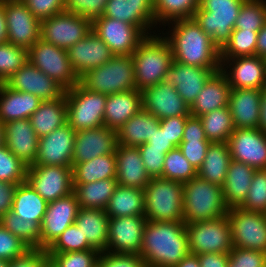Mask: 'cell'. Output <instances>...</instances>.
<instances>
[{
  "label": "cell",
  "mask_w": 266,
  "mask_h": 267,
  "mask_svg": "<svg viewBox=\"0 0 266 267\" xmlns=\"http://www.w3.org/2000/svg\"><path fill=\"white\" fill-rule=\"evenodd\" d=\"M117 185L116 178H108L84 184H73V193L76 195L81 208L105 210Z\"/></svg>",
  "instance_id": "cell-40"
},
{
  "label": "cell",
  "mask_w": 266,
  "mask_h": 267,
  "mask_svg": "<svg viewBox=\"0 0 266 267\" xmlns=\"http://www.w3.org/2000/svg\"><path fill=\"white\" fill-rule=\"evenodd\" d=\"M40 21L64 11L66 0H21Z\"/></svg>",
  "instance_id": "cell-58"
},
{
  "label": "cell",
  "mask_w": 266,
  "mask_h": 267,
  "mask_svg": "<svg viewBox=\"0 0 266 267\" xmlns=\"http://www.w3.org/2000/svg\"><path fill=\"white\" fill-rule=\"evenodd\" d=\"M132 57L135 86L139 91L163 81L174 60L171 47L160 32L147 35Z\"/></svg>",
  "instance_id": "cell-3"
},
{
  "label": "cell",
  "mask_w": 266,
  "mask_h": 267,
  "mask_svg": "<svg viewBox=\"0 0 266 267\" xmlns=\"http://www.w3.org/2000/svg\"><path fill=\"white\" fill-rule=\"evenodd\" d=\"M50 265L46 249L30 248L23 255L9 261V267H48Z\"/></svg>",
  "instance_id": "cell-60"
},
{
  "label": "cell",
  "mask_w": 266,
  "mask_h": 267,
  "mask_svg": "<svg viewBox=\"0 0 266 267\" xmlns=\"http://www.w3.org/2000/svg\"><path fill=\"white\" fill-rule=\"evenodd\" d=\"M115 153L97 156L72 167L73 184H84L108 178H116Z\"/></svg>",
  "instance_id": "cell-41"
},
{
  "label": "cell",
  "mask_w": 266,
  "mask_h": 267,
  "mask_svg": "<svg viewBox=\"0 0 266 267\" xmlns=\"http://www.w3.org/2000/svg\"><path fill=\"white\" fill-rule=\"evenodd\" d=\"M262 90L231 89L228 107L235 129L258 128Z\"/></svg>",
  "instance_id": "cell-28"
},
{
  "label": "cell",
  "mask_w": 266,
  "mask_h": 267,
  "mask_svg": "<svg viewBox=\"0 0 266 267\" xmlns=\"http://www.w3.org/2000/svg\"><path fill=\"white\" fill-rule=\"evenodd\" d=\"M138 148L150 178H162L165 155L172 149L149 148L146 144L139 145Z\"/></svg>",
  "instance_id": "cell-54"
},
{
  "label": "cell",
  "mask_w": 266,
  "mask_h": 267,
  "mask_svg": "<svg viewBox=\"0 0 266 267\" xmlns=\"http://www.w3.org/2000/svg\"><path fill=\"white\" fill-rule=\"evenodd\" d=\"M222 187L196 176L183 184V220L185 224L227 215Z\"/></svg>",
  "instance_id": "cell-4"
},
{
  "label": "cell",
  "mask_w": 266,
  "mask_h": 267,
  "mask_svg": "<svg viewBox=\"0 0 266 267\" xmlns=\"http://www.w3.org/2000/svg\"><path fill=\"white\" fill-rule=\"evenodd\" d=\"M0 224L29 248H40V226L36 222L22 219L11 210L0 218Z\"/></svg>",
  "instance_id": "cell-44"
},
{
  "label": "cell",
  "mask_w": 266,
  "mask_h": 267,
  "mask_svg": "<svg viewBox=\"0 0 266 267\" xmlns=\"http://www.w3.org/2000/svg\"><path fill=\"white\" fill-rule=\"evenodd\" d=\"M29 119L39 138L49 135L55 129L67 124L65 93L57 99L42 101L39 108Z\"/></svg>",
  "instance_id": "cell-35"
},
{
  "label": "cell",
  "mask_w": 266,
  "mask_h": 267,
  "mask_svg": "<svg viewBox=\"0 0 266 267\" xmlns=\"http://www.w3.org/2000/svg\"><path fill=\"white\" fill-rule=\"evenodd\" d=\"M7 42L29 50L39 39L41 21L21 0H3Z\"/></svg>",
  "instance_id": "cell-13"
},
{
  "label": "cell",
  "mask_w": 266,
  "mask_h": 267,
  "mask_svg": "<svg viewBox=\"0 0 266 267\" xmlns=\"http://www.w3.org/2000/svg\"><path fill=\"white\" fill-rule=\"evenodd\" d=\"M245 0H199L193 19L221 51L229 42Z\"/></svg>",
  "instance_id": "cell-5"
},
{
  "label": "cell",
  "mask_w": 266,
  "mask_h": 267,
  "mask_svg": "<svg viewBox=\"0 0 266 267\" xmlns=\"http://www.w3.org/2000/svg\"><path fill=\"white\" fill-rule=\"evenodd\" d=\"M5 133L4 124L0 121V146L4 145Z\"/></svg>",
  "instance_id": "cell-70"
},
{
  "label": "cell",
  "mask_w": 266,
  "mask_h": 267,
  "mask_svg": "<svg viewBox=\"0 0 266 267\" xmlns=\"http://www.w3.org/2000/svg\"><path fill=\"white\" fill-rule=\"evenodd\" d=\"M262 90L266 92V78H265V83H264V87Z\"/></svg>",
  "instance_id": "cell-72"
},
{
  "label": "cell",
  "mask_w": 266,
  "mask_h": 267,
  "mask_svg": "<svg viewBox=\"0 0 266 267\" xmlns=\"http://www.w3.org/2000/svg\"><path fill=\"white\" fill-rule=\"evenodd\" d=\"M220 61L221 71L226 75L231 89H263L266 58L253 55L220 59Z\"/></svg>",
  "instance_id": "cell-17"
},
{
  "label": "cell",
  "mask_w": 266,
  "mask_h": 267,
  "mask_svg": "<svg viewBox=\"0 0 266 267\" xmlns=\"http://www.w3.org/2000/svg\"><path fill=\"white\" fill-rule=\"evenodd\" d=\"M189 251L192 254L224 253L233 248L230 224L227 215L186 224Z\"/></svg>",
  "instance_id": "cell-9"
},
{
  "label": "cell",
  "mask_w": 266,
  "mask_h": 267,
  "mask_svg": "<svg viewBox=\"0 0 266 267\" xmlns=\"http://www.w3.org/2000/svg\"><path fill=\"white\" fill-rule=\"evenodd\" d=\"M187 117L188 116H177L160 119L161 129L166 132L170 142L176 147H178L182 141Z\"/></svg>",
  "instance_id": "cell-61"
},
{
  "label": "cell",
  "mask_w": 266,
  "mask_h": 267,
  "mask_svg": "<svg viewBox=\"0 0 266 267\" xmlns=\"http://www.w3.org/2000/svg\"><path fill=\"white\" fill-rule=\"evenodd\" d=\"M260 118L258 123V129L266 133V92L262 90L261 100H260Z\"/></svg>",
  "instance_id": "cell-67"
},
{
  "label": "cell",
  "mask_w": 266,
  "mask_h": 267,
  "mask_svg": "<svg viewBox=\"0 0 266 267\" xmlns=\"http://www.w3.org/2000/svg\"><path fill=\"white\" fill-rule=\"evenodd\" d=\"M149 148L157 149H174L176 146L170 142L168 135L165 131L158 127V131H155L152 138L145 143Z\"/></svg>",
  "instance_id": "cell-65"
},
{
  "label": "cell",
  "mask_w": 266,
  "mask_h": 267,
  "mask_svg": "<svg viewBox=\"0 0 266 267\" xmlns=\"http://www.w3.org/2000/svg\"><path fill=\"white\" fill-rule=\"evenodd\" d=\"M27 168L5 145L0 146V181L21 184L26 181Z\"/></svg>",
  "instance_id": "cell-51"
},
{
  "label": "cell",
  "mask_w": 266,
  "mask_h": 267,
  "mask_svg": "<svg viewBox=\"0 0 266 267\" xmlns=\"http://www.w3.org/2000/svg\"><path fill=\"white\" fill-rule=\"evenodd\" d=\"M47 205L48 202L27 181L17 185L12 204V211L16 215L41 226Z\"/></svg>",
  "instance_id": "cell-39"
},
{
  "label": "cell",
  "mask_w": 266,
  "mask_h": 267,
  "mask_svg": "<svg viewBox=\"0 0 266 267\" xmlns=\"http://www.w3.org/2000/svg\"><path fill=\"white\" fill-rule=\"evenodd\" d=\"M7 41V27L3 10V0H0V43Z\"/></svg>",
  "instance_id": "cell-69"
},
{
  "label": "cell",
  "mask_w": 266,
  "mask_h": 267,
  "mask_svg": "<svg viewBox=\"0 0 266 267\" xmlns=\"http://www.w3.org/2000/svg\"><path fill=\"white\" fill-rule=\"evenodd\" d=\"M75 139L76 131L68 123L39 138L33 165L72 167Z\"/></svg>",
  "instance_id": "cell-19"
},
{
  "label": "cell",
  "mask_w": 266,
  "mask_h": 267,
  "mask_svg": "<svg viewBox=\"0 0 266 267\" xmlns=\"http://www.w3.org/2000/svg\"><path fill=\"white\" fill-rule=\"evenodd\" d=\"M143 109L159 120L169 117L189 116L190 107L172 84L161 81L142 91Z\"/></svg>",
  "instance_id": "cell-21"
},
{
  "label": "cell",
  "mask_w": 266,
  "mask_h": 267,
  "mask_svg": "<svg viewBox=\"0 0 266 267\" xmlns=\"http://www.w3.org/2000/svg\"><path fill=\"white\" fill-rule=\"evenodd\" d=\"M221 68H201L185 65L173 60L164 76V82L172 84L178 94L190 107L214 72Z\"/></svg>",
  "instance_id": "cell-24"
},
{
  "label": "cell",
  "mask_w": 266,
  "mask_h": 267,
  "mask_svg": "<svg viewBox=\"0 0 266 267\" xmlns=\"http://www.w3.org/2000/svg\"><path fill=\"white\" fill-rule=\"evenodd\" d=\"M266 23V0H245L234 29L259 31Z\"/></svg>",
  "instance_id": "cell-47"
},
{
  "label": "cell",
  "mask_w": 266,
  "mask_h": 267,
  "mask_svg": "<svg viewBox=\"0 0 266 267\" xmlns=\"http://www.w3.org/2000/svg\"><path fill=\"white\" fill-rule=\"evenodd\" d=\"M79 209L80 206L73 192L48 203L40 226V249H47L67 227L74 224Z\"/></svg>",
  "instance_id": "cell-18"
},
{
  "label": "cell",
  "mask_w": 266,
  "mask_h": 267,
  "mask_svg": "<svg viewBox=\"0 0 266 267\" xmlns=\"http://www.w3.org/2000/svg\"><path fill=\"white\" fill-rule=\"evenodd\" d=\"M28 61L57 82L65 91L79 82L70 65L67 50L42 39L28 50Z\"/></svg>",
  "instance_id": "cell-10"
},
{
  "label": "cell",
  "mask_w": 266,
  "mask_h": 267,
  "mask_svg": "<svg viewBox=\"0 0 266 267\" xmlns=\"http://www.w3.org/2000/svg\"><path fill=\"white\" fill-rule=\"evenodd\" d=\"M159 32L168 41L175 61L201 68H221L220 50L193 18L173 20Z\"/></svg>",
  "instance_id": "cell-1"
},
{
  "label": "cell",
  "mask_w": 266,
  "mask_h": 267,
  "mask_svg": "<svg viewBox=\"0 0 266 267\" xmlns=\"http://www.w3.org/2000/svg\"><path fill=\"white\" fill-rule=\"evenodd\" d=\"M108 0H66L64 11L90 20L102 16Z\"/></svg>",
  "instance_id": "cell-53"
},
{
  "label": "cell",
  "mask_w": 266,
  "mask_h": 267,
  "mask_svg": "<svg viewBox=\"0 0 266 267\" xmlns=\"http://www.w3.org/2000/svg\"><path fill=\"white\" fill-rule=\"evenodd\" d=\"M205 136L211 143L228 142L235 127L229 107H224L199 116Z\"/></svg>",
  "instance_id": "cell-43"
},
{
  "label": "cell",
  "mask_w": 266,
  "mask_h": 267,
  "mask_svg": "<svg viewBox=\"0 0 266 267\" xmlns=\"http://www.w3.org/2000/svg\"><path fill=\"white\" fill-rule=\"evenodd\" d=\"M227 143L231 159L266 169V133L258 128L235 129Z\"/></svg>",
  "instance_id": "cell-20"
},
{
  "label": "cell",
  "mask_w": 266,
  "mask_h": 267,
  "mask_svg": "<svg viewBox=\"0 0 266 267\" xmlns=\"http://www.w3.org/2000/svg\"><path fill=\"white\" fill-rule=\"evenodd\" d=\"M26 181L48 203L73 192L72 167L31 165L27 168Z\"/></svg>",
  "instance_id": "cell-14"
},
{
  "label": "cell",
  "mask_w": 266,
  "mask_h": 267,
  "mask_svg": "<svg viewBox=\"0 0 266 267\" xmlns=\"http://www.w3.org/2000/svg\"><path fill=\"white\" fill-rule=\"evenodd\" d=\"M147 221L145 216L109 217L106 251L140 255Z\"/></svg>",
  "instance_id": "cell-16"
},
{
  "label": "cell",
  "mask_w": 266,
  "mask_h": 267,
  "mask_svg": "<svg viewBox=\"0 0 266 267\" xmlns=\"http://www.w3.org/2000/svg\"><path fill=\"white\" fill-rule=\"evenodd\" d=\"M79 83L101 94H115L136 89L132 55H118L103 65L85 72Z\"/></svg>",
  "instance_id": "cell-7"
},
{
  "label": "cell",
  "mask_w": 266,
  "mask_h": 267,
  "mask_svg": "<svg viewBox=\"0 0 266 267\" xmlns=\"http://www.w3.org/2000/svg\"><path fill=\"white\" fill-rule=\"evenodd\" d=\"M258 32L234 29L229 42L220 51V59L256 55Z\"/></svg>",
  "instance_id": "cell-46"
},
{
  "label": "cell",
  "mask_w": 266,
  "mask_h": 267,
  "mask_svg": "<svg viewBox=\"0 0 266 267\" xmlns=\"http://www.w3.org/2000/svg\"><path fill=\"white\" fill-rule=\"evenodd\" d=\"M67 123L75 130L104 126L106 94L90 91L79 82L65 91Z\"/></svg>",
  "instance_id": "cell-8"
},
{
  "label": "cell",
  "mask_w": 266,
  "mask_h": 267,
  "mask_svg": "<svg viewBox=\"0 0 266 267\" xmlns=\"http://www.w3.org/2000/svg\"><path fill=\"white\" fill-rule=\"evenodd\" d=\"M227 217L233 247L266 253V214L233 207Z\"/></svg>",
  "instance_id": "cell-11"
},
{
  "label": "cell",
  "mask_w": 266,
  "mask_h": 267,
  "mask_svg": "<svg viewBox=\"0 0 266 267\" xmlns=\"http://www.w3.org/2000/svg\"><path fill=\"white\" fill-rule=\"evenodd\" d=\"M230 92L231 86L226 75L221 70L214 72L190 106V115L199 117L213 110L227 107Z\"/></svg>",
  "instance_id": "cell-30"
},
{
  "label": "cell",
  "mask_w": 266,
  "mask_h": 267,
  "mask_svg": "<svg viewBox=\"0 0 266 267\" xmlns=\"http://www.w3.org/2000/svg\"><path fill=\"white\" fill-rule=\"evenodd\" d=\"M4 145L25 165H33L38 154L39 137L30 119H19L4 124Z\"/></svg>",
  "instance_id": "cell-27"
},
{
  "label": "cell",
  "mask_w": 266,
  "mask_h": 267,
  "mask_svg": "<svg viewBox=\"0 0 266 267\" xmlns=\"http://www.w3.org/2000/svg\"><path fill=\"white\" fill-rule=\"evenodd\" d=\"M159 126L160 120L142 108L117 131L119 145L138 147L145 144Z\"/></svg>",
  "instance_id": "cell-36"
},
{
  "label": "cell",
  "mask_w": 266,
  "mask_h": 267,
  "mask_svg": "<svg viewBox=\"0 0 266 267\" xmlns=\"http://www.w3.org/2000/svg\"><path fill=\"white\" fill-rule=\"evenodd\" d=\"M197 256L201 267H228L229 254L202 253Z\"/></svg>",
  "instance_id": "cell-64"
},
{
  "label": "cell",
  "mask_w": 266,
  "mask_h": 267,
  "mask_svg": "<svg viewBox=\"0 0 266 267\" xmlns=\"http://www.w3.org/2000/svg\"><path fill=\"white\" fill-rule=\"evenodd\" d=\"M189 253L184 222L147 221L140 250L147 267H174Z\"/></svg>",
  "instance_id": "cell-2"
},
{
  "label": "cell",
  "mask_w": 266,
  "mask_h": 267,
  "mask_svg": "<svg viewBox=\"0 0 266 267\" xmlns=\"http://www.w3.org/2000/svg\"><path fill=\"white\" fill-rule=\"evenodd\" d=\"M67 53L70 65L78 78L85 72L103 65L115 56L93 30L70 47Z\"/></svg>",
  "instance_id": "cell-26"
},
{
  "label": "cell",
  "mask_w": 266,
  "mask_h": 267,
  "mask_svg": "<svg viewBox=\"0 0 266 267\" xmlns=\"http://www.w3.org/2000/svg\"><path fill=\"white\" fill-rule=\"evenodd\" d=\"M116 180L124 187L144 189L150 182L138 147L118 145L115 152Z\"/></svg>",
  "instance_id": "cell-29"
},
{
  "label": "cell",
  "mask_w": 266,
  "mask_h": 267,
  "mask_svg": "<svg viewBox=\"0 0 266 267\" xmlns=\"http://www.w3.org/2000/svg\"><path fill=\"white\" fill-rule=\"evenodd\" d=\"M42 100L30 93L11 90L0 83V121L5 124L19 119H29Z\"/></svg>",
  "instance_id": "cell-32"
},
{
  "label": "cell",
  "mask_w": 266,
  "mask_h": 267,
  "mask_svg": "<svg viewBox=\"0 0 266 267\" xmlns=\"http://www.w3.org/2000/svg\"><path fill=\"white\" fill-rule=\"evenodd\" d=\"M256 55L266 58V23L257 36Z\"/></svg>",
  "instance_id": "cell-66"
},
{
  "label": "cell",
  "mask_w": 266,
  "mask_h": 267,
  "mask_svg": "<svg viewBox=\"0 0 266 267\" xmlns=\"http://www.w3.org/2000/svg\"><path fill=\"white\" fill-rule=\"evenodd\" d=\"M18 184L0 181V218L12 210L14 192Z\"/></svg>",
  "instance_id": "cell-63"
},
{
  "label": "cell",
  "mask_w": 266,
  "mask_h": 267,
  "mask_svg": "<svg viewBox=\"0 0 266 267\" xmlns=\"http://www.w3.org/2000/svg\"><path fill=\"white\" fill-rule=\"evenodd\" d=\"M0 267H9V261L0 259Z\"/></svg>",
  "instance_id": "cell-71"
},
{
  "label": "cell",
  "mask_w": 266,
  "mask_h": 267,
  "mask_svg": "<svg viewBox=\"0 0 266 267\" xmlns=\"http://www.w3.org/2000/svg\"><path fill=\"white\" fill-rule=\"evenodd\" d=\"M199 8V0H153L155 25H163L177 19L192 18Z\"/></svg>",
  "instance_id": "cell-42"
},
{
  "label": "cell",
  "mask_w": 266,
  "mask_h": 267,
  "mask_svg": "<svg viewBox=\"0 0 266 267\" xmlns=\"http://www.w3.org/2000/svg\"><path fill=\"white\" fill-rule=\"evenodd\" d=\"M255 170L250 165L231 159L222 186L228 208L239 207L245 201Z\"/></svg>",
  "instance_id": "cell-33"
},
{
  "label": "cell",
  "mask_w": 266,
  "mask_h": 267,
  "mask_svg": "<svg viewBox=\"0 0 266 267\" xmlns=\"http://www.w3.org/2000/svg\"><path fill=\"white\" fill-rule=\"evenodd\" d=\"M196 176L197 170L185 158L179 147H176L166 153L162 178L184 184Z\"/></svg>",
  "instance_id": "cell-45"
},
{
  "label": "cell",
  "mask_w": 266,
  "mask_h": 267,
  "mask_svg": "<svg viewBox=\"0 0 266 267\" xmlns=\"http://www.w3.org/2000/svg\"><path fill=\"white\" fill-rule=\"evenodd\" d=\"M189 140L208 141L200 118L192 115L187 117L181 142H189Z\"/></svg>",
  "instance_id": "cell-62"
},
{
  "label": "cell",
  "mask_w": 266,
  "mask_h": 267,
  "mask_svg": "<svg viewBox=\"0 0 266 267\" xmlns=\"http://www.w3.org/2000/svg\"><path fill=\"white\" fill-rule=\"evenodd\" d=\"M118 142L117 131L101 126L94 129L76 131L72 167L97 156L115 153Z\"/></svg>",
  "instance_id": "cell-22"
},
{
  "label": "cell",
  "mask_w": 266,
  "mask_h": 267,
  "mask_svg": "<svg viewBox=\"0 0 266 267\" xmlns=\"http://www.w3.org/2000/svg\"><path fill=\"white\" fill-rule=\"evenodd\" d=\"M92 30L115 56L132 55L147 36L135 25L104 16L92 20Z\"/></svg>",
  "instance_id": "cell-15"
},
{
  "label": "cell",
  "mask_w": 266,
  "mask_h": 267,
  "mask_svg": "<svg viewBox=\"0 0 266 267\" xmlns=\"http://www.w3.org/2000/svg\"><path fill=\"white\" fill-rule=\"evenodd\" d=\"M101 267H147L139 254L110 253L102 251L98 257Z\"/></svg>",
  "instance_id": "cell-57"
},
{
  "label": "cell",
  "mask_w": 266,
  "mask_h": 267,
  "mask_svg": "<svg viewBox=\"0 0 266 267\" xmlns=\"http://www.w3.org/2000/svg\"><path fill=\"white\" fill-rule=\"evenodd\" d=\"M174 267H201L198 256L189 253L178 265Z\"/></svg>",
  "instance_id": "cell-68"
},
{
  "label": "cell",
  "mask_w": 266,
  "mask_h": 267,
  "mask_svg": "<svg viewBox=\"0 0 266 267\" xmlns=\"http://www.w3.org/2000/svg\"><path fill=\"white\" fill-rule=\"evenodd\" d=\"M144 204L148 221L184 222L183 183L151 178L144 188Z\"/></svg>",
  "instance_id": "cell-6"
},
{
  "label": "cell",
  "mask_w": 266,
  "mask_h": 267,
  "mask_svg": "<svg viewBox=\"0 0 266 267\" xmlns=\"http://www.w3.org/2000/svg\"><path fill=\"white\" fill-rule=\"evenodd\" d=\"M51 267H96L100 252L96 249L47 253Z\"/></svg>",
  "instance_id": "cell-50"
},
{
  "label": "cell",
  "mask_w": 266,
  "mask_h": 267,
  "mask_svg": "<svg viewBox=\"0 0 266 267\" xmlns=\"http://www.w3.org/2000/svg\"><path fill=\"white\" fill-rule=\"evenodd\" d=\"M27 62V49L7 41L0 43V83H4Z\"/></svg>",
  "instance_id": "cell-48"
},
{
  "label": "cell",
  "mask_w": 266,
  "mask_h": 267,
  "mask_svg": "<svg viewBox=\"0 0 266 267\" xmlns=\"http://www.w3.org/2000/svg\"><path fill=\"white\" fill-rule=\"evenodd\" d=\"M109 217L145 216L144 189L117 185L105 208Z\"/></svg>",
  "instance_id": "cell-38"
},
{
  "label": "cell",
  "mask_w": 266,
  "mask_h": 267,
  "mask_svg": "<svg viewBox=\"0 0 266 267\" xmlns=\"http://www.w3.org/2000/svg\"><path fill=\"white\" fill-rule=\"evenodd\" d=\"M92 30V20L63 11L41 21L40 39L68 50Z\"/></svg>",
  "instance_id": "cell-12"
},
{
  "label": "cell",
  "mask_w": 266,
  "mask_h": 267,
  "mask_svg": "<svg viewBox=\"0 0 266 267\" xmlns=\"http://www.w3.org/2000/svg\"><path fill=\"white\" fill-rule=\"evenodd\" d=\"M4 84L11 90L27 92L42 101L61 97L65 90L29 61L11 75Z\"/></svg>",
  "instance_id": "cell-23"
},
{
  "label": "cell",
  "mask_w": 266,
  "mask_h": 267,
  "mask_svg": "<svg viewBox=\"0 0 266 267\" xmlns=\"http://www.w3.org/2000/svg\"><path fill=\"white\" fill-rule=\"evenodd\" d=\"M239 207L266 214V169L255 170L246 199Z\"/></svg>",
  "instance_id": "cell-52"
},
{
  "label": "cell",
  "mask_w": 266,
  "mask_h": 267,
  "mask_svg": "<svg viewBox=\"0 0 266 267\" xmlns=\"http://www.w3.org/2000/svg\"><path fill=\"white\" fill-rule=\"evenodd\" d=\"M210 143V141L189 140V142H181L178 147L190 164L198 170L204 161Z\"/></svg>",
  "instance_id": "cell-59"
},
{
  "label": "cell",
  "mask_w": 266,
  "mask_h": 267,
  "mask_svg": "<svg viewBox=\"0 0 266 267\" xmlns=\"http://www.w3.org/2000/svg\"><path fill=\"white\" fill-rule=\"evenodd\" d=\"M30 248L0 224V259L11 261Z\"/></svg>",
  "instance_id": "cell-56"
},
{
  "label": "cell",
  "mask_w": 266,
  "mask_h": 267,
  "mask_svg": "<svg viewBox=\"0 0 266 267\" xmlns=\"http://www.w3.org/2000/svg\"><path fill=\"white\" fill-rule=\"evenodd\" d=\"M74 223L81 229L93 249L106 251L109 216L105 210L80 207Z\"/></svg>",
  "instance_id": "cell-34"
},
{
  "label": "cell",
  "mask_w": 266,
  "mask_h": 267,
  "mask_svg": "<svg viewBox=\"0 0 266 267\" xmlns=\"http://www.w3.org/2000/svg\"><path fill=\"white\" fill-rule=\"evenodd\" d=\"M228 267H266V253L233 247L229 253Z\"/></svg>",
  "instance_id": "cell-55"
},
{
  "label": "cell",
  "mask_w": 266,
  "mask_h": 267,
  "mask_svg": "<svg viewBox=\"0 0 266 267\" xmlns=\"http://www.w3.org/2000/svg\"><path fill=\"white\" fill-rule=\"evenodd\" d=\"M102 16L135 25L146 35L159 32L155 25L153 0H108Z\"/></svg>",
  "instance_id": "cell-25"
},
{
  "label": "cell",
  "mask_w": 266,
  "mask_h": 267,
  "mask_svg": "<svg viewBox=\"0 0 266 267\" xmlns=\"http://www.w3.org/2000/svg\"><path fill=\"white\" fill-rule=\"evenodd\" d=\"M231 155L227 142L210 143L197 176L213 184L223 186Z\"/></svg>",
  "instance_id": "cell-37"
},
{
  "label": "cell",
  "mask_w": 266,
  "mask_h": 267,
  "mask_svg": "<svg viewBox=\"0 0 266 267\" xmlns=\"http://www.w3.org/2000/svg\"><path fill=\"white\" fill-rule=\"evenodd\" d=\"M143 108L142 91L137 89L107 95L104 125L118 131L125 122Z\"/></svg>",
  "instance_id": "cell-31"
},
{
  "label": "cell",
  "mask_w": 266,
  "mask_h": 267,
  "mask_svg": "<svg viewBox=\"0 0 266 267\" xmlns=\"http://www.w3.org/2000/svg\"><path fill=\"white\" fill-rule=\"evenodd\" d=\"M93 249L81 229L74 223L46 249L47 253H64Z\"/></svg>",
  "instance_id": "cell-49"
}]
</instances>
